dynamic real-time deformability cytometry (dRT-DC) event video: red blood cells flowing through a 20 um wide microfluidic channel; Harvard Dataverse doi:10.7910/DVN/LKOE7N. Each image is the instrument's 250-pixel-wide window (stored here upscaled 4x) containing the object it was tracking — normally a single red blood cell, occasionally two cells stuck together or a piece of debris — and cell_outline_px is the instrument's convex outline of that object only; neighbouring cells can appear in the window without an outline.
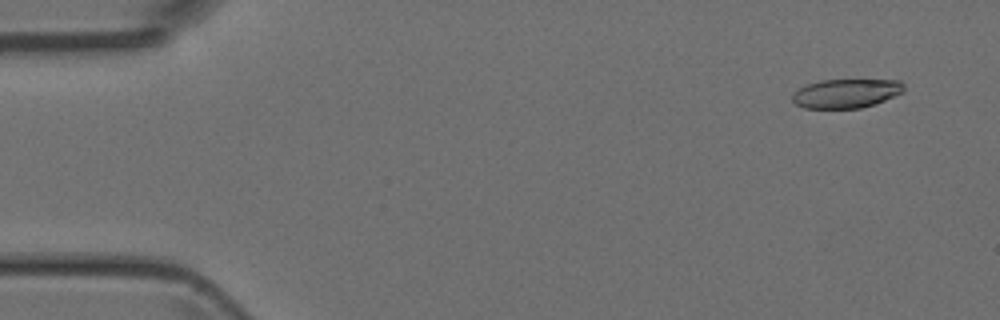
{"species": "Egyptian fruit bat (a non-hibernating species)", "species_latin": "Rousettus aegyptiacus", "temperature_condition": "room temperature", "stored_images_in_passage": 49, "camera_frame_rate_fps": 3000, "um_per_image_px": 0.085, "animal": {"sex": "female"}, "frame": {"image": 1, "passage_image": 4, "time_ms": 1.0, "image_size_px": [1000, 320], "cell_outline_px": [[904, 92], [876, 104], [860, 108], [804, 108], [796, 104], [792, 100], [792, 92], [808, 84], [820, 80], [900, 80], [904, 84]], "centroid_in_image_um": [71.94, 7.94], "position_along_channel_um": 13.1, "area_um2": 18.96}}
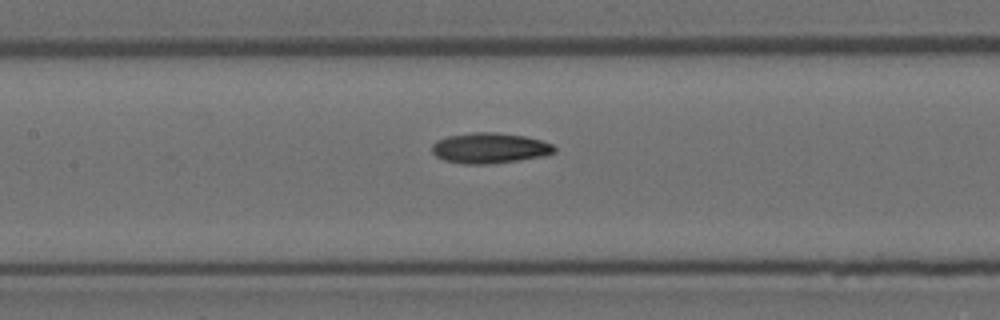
{"frame": {"image": 2, "passage_image": 23, "time_ms": 7.333, "image_size_px": [1000, 320], "cell_outline_px": [[556, 152], [544, 156], [488, 164], [464, 164], [444, 160], [436, 156], [432, 152], [432, 144], [436, 140], [448, 136], [472, 132], [496, 132], [524, 136], [540, 140], [552, 144], [556, 148]], "centroid_in_image_um": [41.61, 12.58], "position_along_channel_um": 165.8, "area_um2": 21.73}}
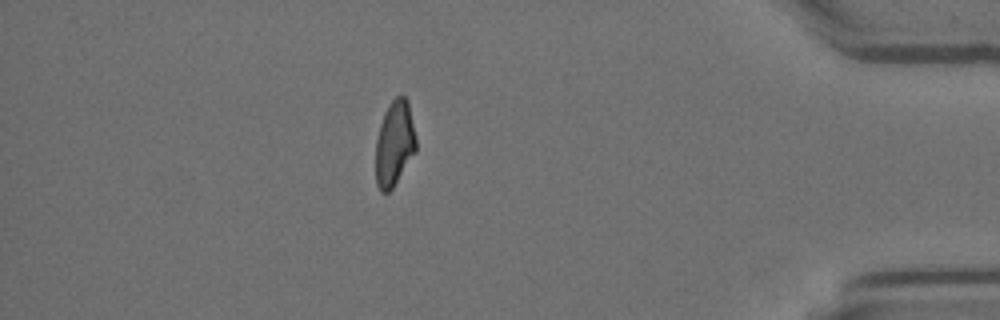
{"frame": {"image": 3, "passage_image": 43, "time_ms": 14.0, "image_size_px": [1000, 320], "cell_outline_px": [[416, 152], [392, 188], [388, 192], [380, 192], [376, 184], [376, 140], [380, 124], [384, 112], [388, 104], [400, 92], [408, 100], [416, 136]], "centroid_in_image_um": [33.54, 12.16], "position_along_channel_um": 401.7, "area_um2": 20.29}}